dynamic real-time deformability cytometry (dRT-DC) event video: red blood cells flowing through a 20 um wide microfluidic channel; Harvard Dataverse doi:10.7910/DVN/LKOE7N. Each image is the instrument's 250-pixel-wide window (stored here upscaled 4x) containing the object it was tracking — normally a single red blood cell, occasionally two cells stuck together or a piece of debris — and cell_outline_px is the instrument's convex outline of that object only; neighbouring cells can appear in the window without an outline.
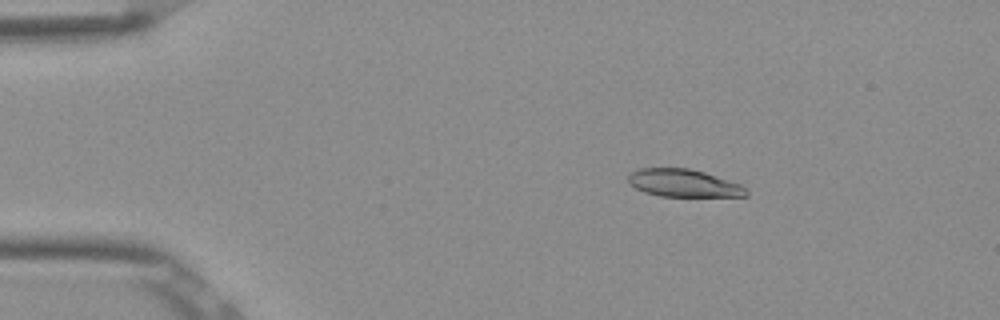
{"species": "Egyptian fruit bat (a non-hibernating species)", "species_latin": "Rousettus aegyptiacus", "temperature_condition": "room temperature", "stored_images_in_passage": 3, "camera_frame_rate_fps": 3000, "um_per_image_px": 0.085, "frame": {"image": 1, "passage_image": 1, "time_ms": 0.0, "image_size_px": [1000, 320], "cell_outline_px": [[748, 196], [660, 196], [644, 192], [636, 188], [628, 180], [628, 176], [632, 172], [640, 168], [688, 168], [704, 172], [740, 184], [748, 192]], "centroid_in_image_um": [58.1, 15.56], "position_along_channel_um": 26.9, "area_um2": 18.73}}